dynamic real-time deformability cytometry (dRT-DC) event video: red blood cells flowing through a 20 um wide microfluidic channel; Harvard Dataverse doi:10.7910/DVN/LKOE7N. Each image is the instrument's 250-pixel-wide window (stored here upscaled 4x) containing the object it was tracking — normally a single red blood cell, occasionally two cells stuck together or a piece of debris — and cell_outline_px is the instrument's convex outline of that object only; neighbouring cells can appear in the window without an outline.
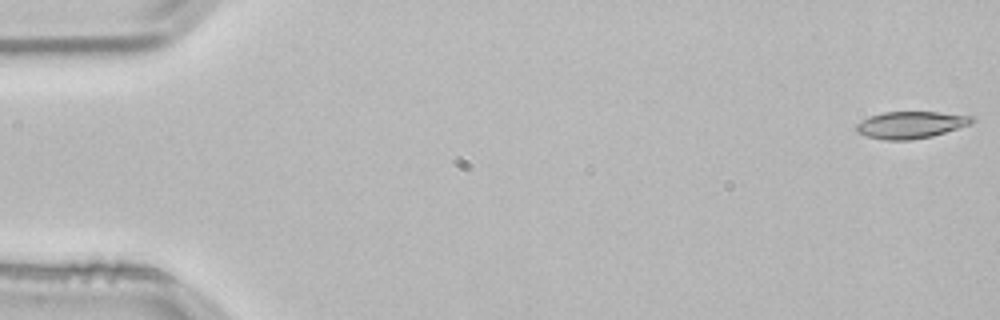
{"species": "common noctule bat (a hibernating species)", "species_latin": "Nyctalus noctula", "temperature_condition": "room temperature", "stored_images_in_passage": 53, "camera_frame_rate_fps": 3000, "um_per_image_px": 0.085, "animal": {"sex": "male", "body_mass_g": 21.5, "forearm_length_mm": 52.0}, "frame": {"image": 1, "passage_image": 1, "time_ms": 0.0, "image_size_px": [1000, 320], "cell_outline_px": [[976, 120], [972, 124], [932, 136], [908, 140], [884, 140], [868, 136], [856, 132], [856, 124], [868, 116], [884, 112], [936, 112], [972, 116]], "centroid_in_image_um": [77.41, 10.61], "position_along_channel_um": 7.6, "area_um2": 18.15}}
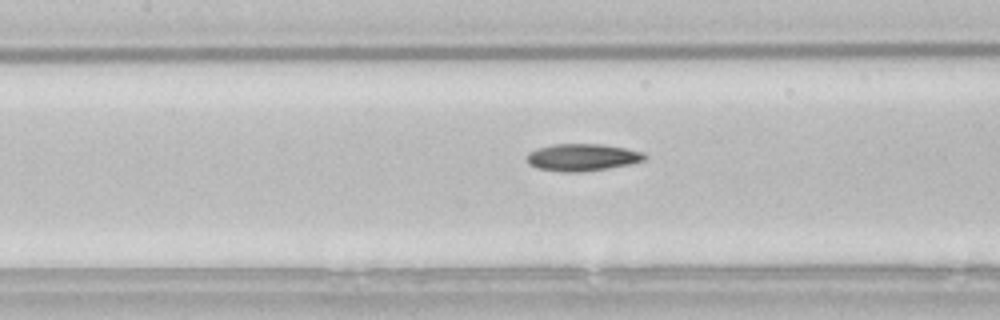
{"frame": {"image": 2, "passage_image": 24, "time_ms": 7.667, "image_size_px": [1000, 320], "cell_outline_px": [[648, 156], [644, 160], [628, 164], [608, 168], [580, 172], [560, 172], [536, 168], [528, 164], [528, 152], [536, 148], [552, 144], [600, 144], [624, 148], [640, 152]], "centroid_in_image_um": [49.43, 13.37], "position_along_channel_um": 158.0, "area_um2": 18.55}}
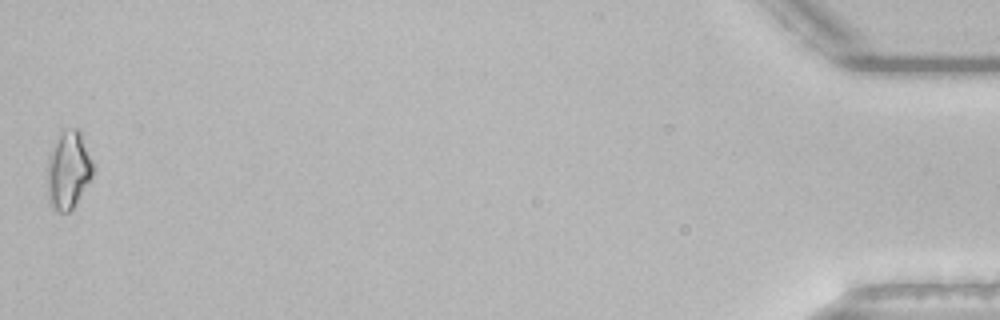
{"frame": {"image": 3, "passage_image": 53, "time_ms": 17.333, "image_size_px": [1000, 320], "cell_outline_px": [[96, 164], [92, 176], [72, 208], [68, 212], [56, 212], [48, 204], [48, 156], [56, 140], [64, 132], [72, 128], [76, 128], [80, 132]], "centroid_in_image_um": [5.83, 14.48], "position_along_channel_um": 429.4, "area_um2": 20.63}}